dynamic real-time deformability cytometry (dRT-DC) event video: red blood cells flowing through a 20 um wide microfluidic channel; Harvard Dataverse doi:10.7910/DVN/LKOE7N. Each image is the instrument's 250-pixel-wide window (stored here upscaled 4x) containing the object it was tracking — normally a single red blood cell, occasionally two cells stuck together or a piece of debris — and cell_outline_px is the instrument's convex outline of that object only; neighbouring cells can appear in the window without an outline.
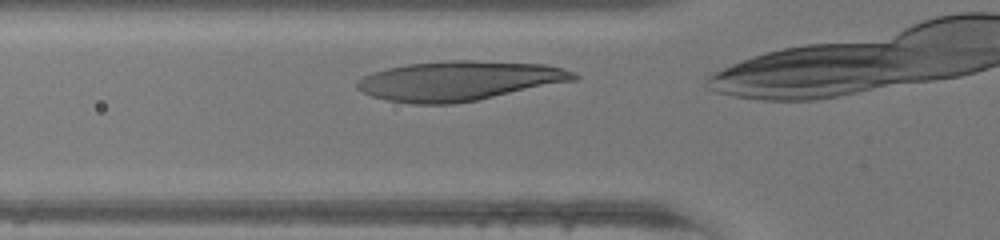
{"species": "human", "species_latin": "Homo sapiens", "temperature_condition": "warm", "stored_images_in_passage": 9, "camera_frame_rate_fps": 3000, "um_per_image_px": 0.085, "donor": {"sex": "female"}, "frame": {"image": 1, "passage_image": 2, "time_ms": 0.333, "image_size_px": [1000, 240], "cell_outline_px": [[580, 76], [576, 80], [476, 100], [452, 104], [412, 104], [388, 100], [372, 96], [356, 88], [356, 80], [372, 72], [388, 68], [408, 64], [448, 60], [468, 60], [544, 64], [564, 68], [576, 72]], "centroid_in_image_um": [39.03, 6.86], "position_along_channel_um": 86.8, "area_um2": 49.88}}
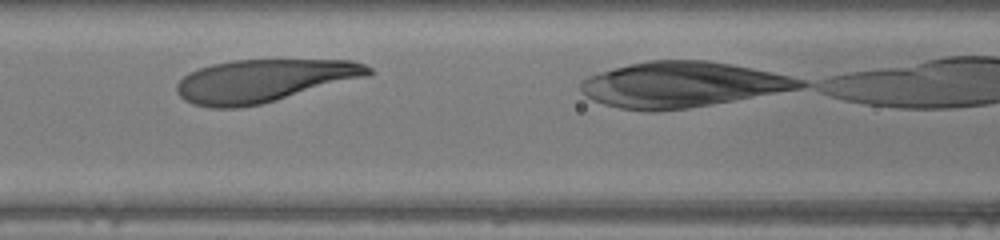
{"frame": {"image": 2, "passage_image": 6, "time_ms": 1.667, "image_size_px": [1000, 240], "cell_outline_px": [[372, 72], [368, 76], [276, 100], [260, 104], [240, 108], [208, 108], [192, 104], [184, 100], [176, 92], [176, 84], [188, 72], [212, 64], [232, 60], [352, 60], [364, 64], [372, 68]], "centroid_in_image_um": [22.37, 6.86], "position_along_channel_um": 144.2, "area_um2": 47.69}}